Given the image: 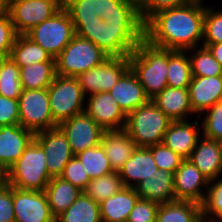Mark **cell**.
Returning a JSON list of instances; mask_svg holds the SVG:
<instances>
[{"instance_id": "7", "label": "cell", "mask_w": 222, "mask_h": 222, "mask_svg": "<svg viewBox=\"0 0 222 222\" xmlns=\"http://www.w3.org/2000/svg\"><path fill=\"white\" fill-rule=\"evenodd\" d=\"M56 58L76 35L67 10L62 7L52 17L33 27L25 34Z\"/></svg>"}, {"instance_id": "17", "label": "cell", "mask_w": 222, "mask_h": 222, "mask_svg": "<svg viewBox=\"0 0 222 222\" xmlns=\"http://www.w3.org/2000/svg\"><path fill=\"white\" fill-rule=\"evenodd\" d=\"M205 189L203 192L201 189ZM209 187V181L189 160L185 159L174 173V195L176 200H189L202 204Z\"/></svg>"}, {"instance_id": "36", "label": "cell", "mask_w": 222, "mask_h": 222, "mask_svg": "<svg viewBox=\"0 0 222 222\" xmlns=\"http://www.w3.org/2000/svg\"><path fill=\"white\" fill-rule=\"evenodd\" d=\"M186 51L189 54L192 76L210 77L222 75V66L207 47L201 45ZM190 52L192 53L190 54Z\"/></svg>"}, {"instance_id": "39", "label": "cell", "mask_w": 222, "mask_h": 222, "mask_svg": "<svg viewBox=\"0 0 222 222\" xmlns=\"http://www.w3.org/2000/svg\"><path fill=\"white\" fill-rule=\"evenodd\" d=\"M205 6L202 46L222 42V11Z\"/></svg>"}, {"instance_id": "49", "label": "cell", "mask_w": 222, "mask_h": 222, "mask_svg": "<svg viewBox=\"0 0 222 222\" xmlns=\"http://www.w3.org/2000/svg\"><path fill=\"white\" fill-rule=\"evenodd\" d=\"M8 185V169L0 163V187Z\"/></svg>"}, {"instance_id": "11", "label": "cell", "mask_w": 222, "mask_h": 222, "mask_svg": "<svg viewBox=\"0 0 222 222\" xmlns=\"http://www.w3.org/2000/svg\"><path fill=\"white\" fill-rule=\"evenodd\" d=\"M72 22L103 20L112 14H140L139 9L124 0H63Z\"/></svg>"}, {"instance_id": "26", "label": "cell", "mask_w": 222, "mask_h": 222, "mask_svg": "<svg viewBox=\"0 0 222 222\" xmlns=\"http://www.w3.org/2000/svg\"><path fill=\"white\" fill-rule=\"evenodd\" d=\"M140 198L155 203L165 204L176 201L174 195V174L158 169L136 188Z\"/></svg>"}, {"instance_id": "37", "label": "cell", "mask_w": 222, "mask_h": 222, "mask_svg": "<svg viewBox=\"0 0 222 222\" xmlns=\"http://www.w3.org/2000/svg\"><path fill=\"white\" fill-rule=\"evenodd\" d=\"M22 92L19 66L10 58H2L0 71V95L18 99Z\"/></svg>"}, {"instance_id": "45", "label": "cell", "mask_w": 222, "mask_h": 222, "mask_svg": "<svg viewBox=\"0 0 222 222\" xmlns=\"http://www.w3.org/2000/svg\"><path fill=\"white\" fill-rule=\"evenodd\" d=\"M190 0H145L139 8L140 17L145 24L154 14L185 5Z\"/></svg>"}, {"instance_id": "31", "label": "cell", "mask_w": 222, "mask_h": 222, "mask_svg": "<svg viewBox=\"0 0 222 222\" xmlns=\"http://www.w3.org/2000/svg\"><path fill=\"white\" fill-rule=\"evenodd\" d=\"M19 67L55 61L40 45L34 43L26 35H17L9 56Z\"/></svg>"}, {"instance_id": "5", "label": "cell", "mask_w": 222, "mask_h": 222, "mask_svg": "<svg viewBox=\"0 0 222 222\" xmlns=\"http://www.w3.org/2000/svg\"><path fill=\"white\" fill-rule=\"evenodd\" d=\"M170 120L152 100L140 105L126 118L124 130L138 147H150L163 143Z\"/></svg>"}, {"instance_id": "18", "label": "cell", "mask_w": 222, "mask_h": 222, "mask_svg": "<svg viewBox=\"0 0 222 222\" xmlns=\"http://www.w3.org/2000/svg\"><path fill=\"white\" fill-rule=\"evenodd\" d=\"M200 120L202 118L198 117L193 122L189 120L172 121L166 130L163 143L184 160L189 159L191 152L202 136Z\"/></svg>"}, {"instance_id": "1", "label": "cell", "mask_w": 222, "mask_h": 222, "mask_svg": "<svg viewBox=\"0 0 222 222\" xmlns=\"http://www.w3.org/2000/svg\"><path fill=\"white\" fill-rule=\"evenodd\" d=\"M204 14L205 5L201 1H189L183 6L160 11L144 24V39L153 46L169 50L198 47L203 40Z\"/></svg>"}, {"instance_id": "16", "label": "cell", "mask_w": 222, "mask_h": 222, "mask_svg": "<svg viewBox=\"0 0 222 222\" xmlns=\"http://www.w3.org/2000/svg\"><path fill=\"white\" fill-rule=\"evenodd\" d=\"M13 208L15 222H55L45 191L13 187Z\"/></svg>"}, {"instance_id": "48", "label": "cell", "mask_w": 222, "mask_h": 222, "mask_svg": "<svg viewBox=\"0 0 222 222\" xmlns=\"http://www.w3.org/2000/svg\"><path fill=\"white\" fill-rule=\"evenodd\" d=\"M213 57L222 66V42L217 44H210L207 46Z\"/></svg>"}, {"instance_id": "24", "label": "cell", "mask_w": 222, "mask_h": 222, "mask_svg": "<svg viewBox=\"0 0 222 222\" xmlns=\"http://www.w3.org/2000/svg\"><path fill=\"white\" fill-rule=\"evenodd\" d=\"M151 100L172 121H187L194 114L188 88L167 86Z\"/></svg>"}, {"instance_id": "23", "label": "cell", "mask_w": 222, "mask_h": 222, "mask_svg": "<svg viewBox=\"0 0 222 222\" xmlns=\"http://www.w3.org/2000/svg\"><path fill=\"white\" fill-rule=\"evenodd\" d=\"M158 170L152 152L147 147H137L124 166L118 171L124 187L136 188Z\"/></svg>"}, {"instance_id": "42", "label": "cell", "mask_w": 222, "mask_h": 222, "mask_svg": "<svg viewBox=\"0 0 222 222\" xmlns=\"http://www.w3.org/2000/svg\"><path fill=\"white\" fill-rule=\"evenodd\" d=\"M60 177L82 191H84L87 184L91 181L88 173L85 172L84 167L76 156H73L66 164Z\"/></svg>"}, {"instance_id": "40", "label": "cell", "mask_w": 222, "mask_h": 222, "mask_svg": "<svg viewBox=\"0 0 222 222\" xmlns=\"http://www.w3.org/2000/svg\"><path fill=\"white\" fill-rule=\"evenodd\" d=\"M203 114L202 136L222 142V100Z\"/></svg>"}, {"instance_id": "25", "label": "cell", "mask_w": 222, "mask_h": 222, "mask_svg": "<svg viewBox=\"0 0 222 222\" xmlns=\"http://www.w3.org/2000/svg\"><path fill=\"white\" fill-rule=\"evenodd\" d=\"M114 171H119L138 147L125 130L105 131L101 143Z\"/></svg>"}, {"instance_id": "44", "label": "cell", "mask_w": 222, "mask_h": 222, "mask_svg": "<svg viewBox=\"0 0 222 222\" xmlns=\"http://www.w3.org/2000/svg\"><path fill=\"white\" fill-rule=\"evenodd\" d=\"M17 35L9 14L0 17V58L10 56Z\"/></svg>"}, {"instance_id": "21", "label": "cell", "mask_w": 222, "mask_h": 222, "mask_svg": "<svg viewBox=\"0 0 222 222\" xmlns=\"http://www.w3.org/2000/svg\"><path fill=\"white\" fill-rule=\"evenodd\" d=\"M34 133L19 124L0 126V163L7 169L34 139Z\"/></svg>"}, {"instance_id": "50", "label": "cell", "mask_w": 222, "mask_h": 222, "mask_svg": "<svg viewBox=\"0 0 222 222\" xmlns=\"http://www.w3.org/2000/svg\"><path fill=\"white\" fill-rule=\"evenodd\" d=\"M8 13V3L5 0H0V17Z\"/></svg>"}, {"instance_id": "13", "label": "cell", "mask_w": 222, "mask_h": 222, "mask_svg": "<svg viewBox=\"0 0 222 222\" xmlns=\"http://www.w3.org/2000/svg\"><path fill=\"white\" fill-rule=\"evenodd\" d=\"M34 139L45 152L49 176L60 177L66 164L75 156L67 136L59 127H56L35 133Z\"/></svg>"}, {"instance_id": "9", "label": "cell", "mask_w": 222, "mask_h": 222, "mask_svg": "<svg viewBox=\"0 0 222 222\" xmlns=\"http://www.w3.org/2000/svg\"><path fill=\"white\" fill-rule=\"evenodd\" d=\"M49 103L48 88L22 89L18 98L19 125L34 134L58 127Z\"/></svg>"}, {"instance_id": "6", "label": "cell", "mask_w": 222, "mask_h": 222, "mask_svg": "<svg viewBox=\"0 0 222 222\" xmlns=\"http://www.w3.org/2000/svg\"><path fill=\"white\" fill-rule=\"evenodd\" d=\"M110 56L91 41L75 35L55 58L56 74L77 77L105 62Z\"/></svg>"}, {"instance_id": "51", "label": "cell", "mask_w": 222, "mask_h": 222, "mask_svg": "<svg viewBox=\"0 0 222 222\" xmlns=\"http://www.w3.org/2000/svg\"><path fill=\"white\" fill-rule=\"evenodd\" d=\"M127 1L131 4H133L134 6H136L138 9L144 4L145 0H124Z\"/></svg>"}, {"instance_id": "33", "label": "cell", "mask_w": 222, "mask_h": 222, "mask_svg": "<svg viewBox=\"0 0 222 222\" xmlns=\"http://www.w3.org/2000/svg\"><path fill=\"white\" fill-rule=\"evenodd\" d=\"M191 79L192 71L188 52L168 49V87L189 88Z\"/></svg>"}, {"instance_id": "28", "label": "cell", "mask_w": 222, "mask_h": 222, "mask_svg": "<svg viewBox=\"0 0 222 222\" xmlns=\"http://www.w3.org/2000/svg\"><path fill=\"white\" fill-rule=\"evenodd\" d=\"M50 211L56 219L66 211L83 191L61 177H53L45 188Z\"/></svg>"}, {"instance_id": "29", "label": "cell", "mask_w": 222, "mask_h": 222, "mask_svg": "<svg viewBox=\"0 0 222 222\" xmlns=\"http://www.w3.org/2000/svg\"><path fill=\"white\" fill-rule=\"evenodd\" d=\"M155 222H202L201 204L189 200L160 204Z\"/></svg>"}, {"instance_id": "38", "label": "cell", "mask_w": 222, "mask_h": 222, "mask_svg": "<svg viewBox=\"0 0 222 222\" xmlns=\"http://www.w3.org/2000/svg\"><path fill=\"white\" fill-rule=\"evenodd\" d=\"M201 210L202 221L222 222V178L209 182Z\"/></svg>"}, {"instance_id": "47", "label": "cell", "mask_w": 222, "mask_h": 222, "mask_svg": "<svg viewBox=\"0 0 222 222\" xmlns=\"http://www.w3.org/2000/svg\"><path fill=\"white\" fill-rule=\"evenodd\" d=\"M0 222H15L13 208V187H0Z\"/></svg>"}, {"instance_id": "41", "label": "cell", "mask_w": 222, "mask_h": 222, "mask_svg": "<svg viewBox=\"0 0 222 222\" xmlns=\"http://www.w3.org/2000/svg\"><path fill=\"white\" fill-rule=\"evenodd\" d=\"M148 148L152 152L156 166L162 171H167L174 174L184 160L171 148H168L164 143H159Z\"/></svg>"}, {"instance_id": "53", "label": "cell", "mask_w": 222, "mask_h": 222, "mask_svg": "<svg viewBox=\"0 0 222 222\" xmlns=\"http://www.w3.org/2000/svg\"><path fill=\"white\" fill-rule=\"evenodd\" d=\"M190 1H201V2H203V1H205V0H190Z\"/></svg>"}, {"instance_id": "34", "label": "cell", "mask_w": 222, "mask_h": 222, "mask_svg": "<svg viewBox=\"0 0 222 222\" xmlns=\"http://www.w3.org/2000/svg\"><path fill=\"white\" fill-rule=\"evenodd\" d=\"M75 156L80 160L90 180L108 175L114 171L101 144L79 152Z\"/></svg>"}, {"instance_id": "14", "label": "cell", "mask_w": 222, "mask_h": 222, "mask_svg": "<svg viewBox=\"0 0 222 222\" xmlns=\"http://www.w3.org/2000/svg\"><path fill=\"white\" fill-rule=\"evenodd\" d=\"M58 127L67 136L74 155L98 146L105 132L85 111L64 120Z\"/></svg>"}, {"instance_id": "52", "label": "cell", "mask_w": 222, "mask_h": 222, "mask_svg": "<svg viewBox=\"0 0 222 222\" xmlns=\"http://www.w3.org/2000/svg\"><path fill=\"white\" fill-rule=\"evenodd\" d=\"M1 68H2V58H0V71H1Z\"/></svg>"}, {"instance_id": "4", "label": "cell", "mask_w": 222, "mask_h": 222, "mask_svg": "<svg viewBox=\"0 0 222 222\" xmlns=\"http://www.w3.org/2000/svg\"><path fill=\"white\" fill-rule=\"evenodd\" d=\"M45 152L33 139L20 158L8 168V185L31 191H45L52 179L45 162Z\"/></svg>"}, {"instance_id": "30", "label": "cell", "mask_w": 222, "mask_h": 222, "mask_svg": "<svg viewBox=\"0 0 222 222\" xmlns=\"http://www.w3.org/2000/svg\"><path fill=\"white\" fill-rule=\"evenodd\" d=\"M22 89L48 88L56 77V61L35 63L19 67Z\"/></svg>"}, {"instance_id": "22", "label": "cell", "mask_w": 222, "mask_h": 222, "mask_svg": "<svg viewBox=\"0 0 222 222\" xmlns=\"http://www.w3.org/2000/svg\"><path fill=\"white\" fill-rule=\"evenodd\" d=\"M109 93L126 115L150 100L130 68L119 78Z\"/></svg>"}, {"instance_id": "43", "label": "cell", "mask_w": 222, "mask_h": 222, "mask_svg": "<svg viewBox=\"0 0 222 222\" xmlns=\"http://www.w3.org/2000/svg\"><path fill=\"white\" fill-rule=\"evenodd\" d=\"M159 204L139 198L126 222H155Z\"/></svg>"}, {"instance_id": "15", "label": "cell", "mask_w": 222, "mask_h": 222, "mask_svg": "<svg viewBox=\"0 0 222 222\" xmlns=\"http://www.w3.org/2000/svg\"><path fill=\"white\" fill-rule=\"evenodd\" d=\"M84 111L104 130H124L127 115L109 92H98L86 97Z\"/></svg>"}, {"instance_id": "10", "label": "cell", "mask_w": 222, "mask_h": 222, "mask_svg": "<svg viewBox=\"0 0 222 222\" xmlns=\"http://www.w3.org/2000/svg\"><path fill=\"white\" fill-rule=\"evenodd\" d=\"M63 7V0L9 1L8 14L18 35H25L33 27L52 17Z\"/></svg>"}, {"instance_id": "20", "label": "cell", "mask_w": 222, "mask_h": 222, "mask_svg": "<svg viewBox=\"0 0 222 222\" xmlns=\"http://www.w3.org/2000/svg\"><path fill=\"white\" fill-rule=\"evenodd\" d=\"M188 89L191 108L201 118L206 110L222 100V75L192 76Z\"/></svg>"}, {"instance_id": "19", "label": "cell", "mask_w": 222, "mask_h": 222, "mask_svg": "<svg viewBox=\"0 0 222 222\" xmlns=\"http://www.w3.org/2000/svg\"><path fill=\"white\" fill-rule=\"evenodd\" d=\"M202 137L191 152L189 160L210 182L222 178V143Z\"/></svg>"}, {"instance_id": "32", "label": "cell", "mask_w": 222, "mask_h": 222, "mask_svg": "<svg viewBox=\"0 0 222 222\" xmlns=\"http://www.w3.org/2000/svg\"><path fill=\"white\" fill-rule=\"evenodd\" d=\"M55 222H102L100 203L83 192Z\"/></svg>"}, {"instance_id": "3", "label": "cell", "mask_w": 222, "mask_h": 222, "mask_svg": "<svg viewBox=\"0 0 222 222\" xmlns=\"http://www.w3.org/2000/svg\"><path fill=\"white\" fill-rule=\"evenodd\" d=\"M128 57L130 69L150 100L168 86V49L153 46L143 39Z\"/></svg>"}, {"instance_id": "46", "label": "cell", "mask_w": 222, "mask_h": 222, "mask_svg": "<svg viewBox=\"0 0 222 222\" xmlns=\"http://www.w3.org/2000/svg\"><path fill=\"white\" fill-rule=\"evenodd\" d=\"M19 124L18 99L0 95V126Z\"/></svg>"}, {"instance_id": "35", "label": "cell", "mask_w": 222, "mask_h": 222, "mask_svg": "<svg viewBox=\"0 0 222 222\" xmlns=\"http://www.w3.org/2000/svg\"><path fill=\"white\" fill-rule=\"evenodd\" d=\"M124 187L119 172L112 173L92 179L84 189V193L95 202L101 203L113 196Z\"/></svg>"}, {"instance_id": "12", "label": "cell", "mask_w": 222, "mask_h": 222, "mask_svg": "<svg viewBox=\"0 0 222 222\" xmlns=\"http://www.w3.org/2000/svg\"><path fill=\"white\" fill-rule=\"evenodd\" d=\"M130 68L129 57H109L76 78L87 97L98 92H109L119 78Z\"/></svg>"}, {"instance_id": "8", "label": "cell", "mask_w": 222, "mask_h": 222, "mask_svg": "<svg viewBox=\"0 0 222 222\" xmlns=\"http://www.w3.org/2000/svg\"><path fill=\"white\" fill-rule=\"evenodd\" d=\"M48 97L53 120L58 125L84 112L86 96L76 77L56 75L48 87Z\"/></svg>"}, {"instance_id": "2", "label": "cell", "mask_w": 222, "mask_h": 222, "mask_svg": "<svg viewBox=\"0 0 222 222\" xmlns=\"http://www.w3.org/2000/svg\"><path fill=\"white\" fill-rule=\"evenodd\" d=\"M72 23L76 35L91 41L110 57H128L144 39L140 14H112L103 20Z\"/></svg>"}, {"instance_id": "27", "label": "cell", "mask_w": 222, "mask_h": 222, "mask_svg": "<svg viewBox=\"0 0 222 222\" xmlns=\"http://www.w3.org/2000/svg\"><path fill=\"white\" fill-rule=\"evenodd\" d=\"M139 198L135 188L123 187L100 203L102 222H126Z\"/></svg>"}]
</instances>
